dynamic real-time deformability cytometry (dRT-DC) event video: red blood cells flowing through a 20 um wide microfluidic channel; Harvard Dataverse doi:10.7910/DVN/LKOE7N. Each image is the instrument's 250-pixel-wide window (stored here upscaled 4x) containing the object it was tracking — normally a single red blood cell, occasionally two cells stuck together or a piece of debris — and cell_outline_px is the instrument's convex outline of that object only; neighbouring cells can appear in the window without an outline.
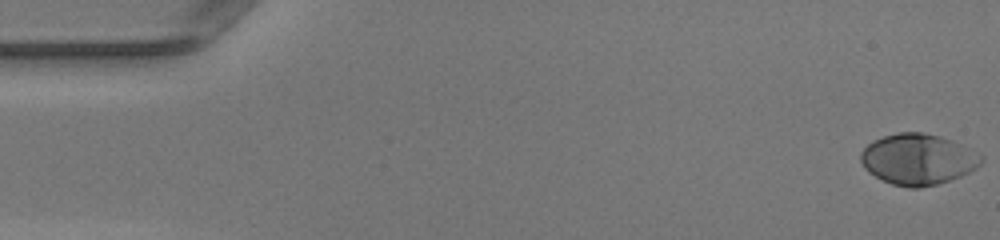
{"species": "human", "species_latin": "Homo sapiens", "temperature_condition": "warm", "stored_images_in_passage": 50, "camera_frame_rate_fps": 3000, "um_per_image_px": 0.085, "donor": {"sex": "female"}, "frame": {"image": 1, "passage_image": 1, "time_ms": 0.0, "image_size_px": [1000, 240], "cell_outline_px": [[984, 160], [976, 168], [960, 176], [936, 184], [920, 188], [908, 188], [892, 184], [868, 172], [864, 168], [860, 160], [860, 152], [872, 140], [884, 136], [900, 132], [924, 132], [940, 136], [952, 140], [984, 156]], "centroid_in_image_um": [78.01, 13.53], "position_along_channel_um": 7.0, "area_um2": 35.72}}
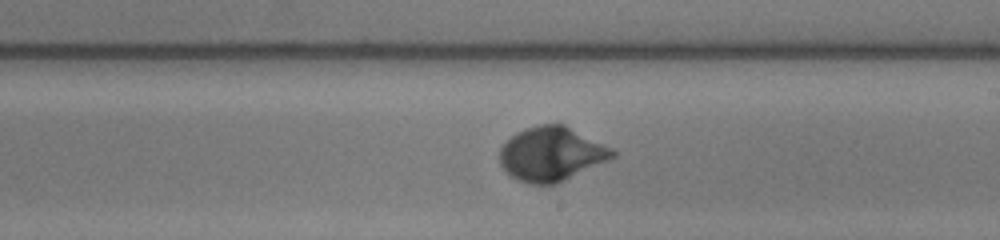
{"frame": {"image": 2, "passage_image": 29, "time_ms": 9.333, "image_size_px": [1000, 240], "cell_outline_px": [[616, 156], [608, 160], [556, 184], [528, 184], [516, 180], [500, 164], [500, 148], [516, 132], [540, 124], [564, 124], [612, 148], [616, 152]], "centroid_in_image_um": [46.87, 13.09], "position_along_channel_um": 242.1, "area_um2": 35.26}}
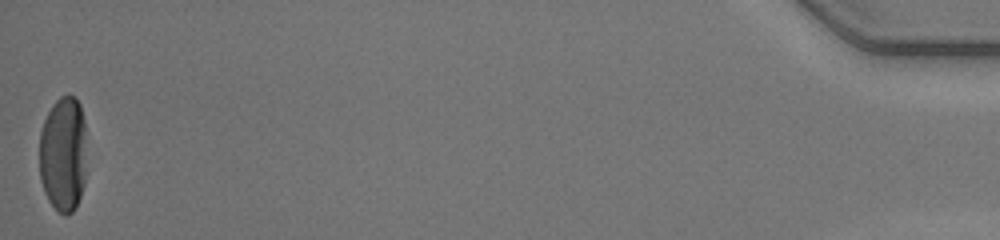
{"frame": {"image": 3, "passage_image": 50, "time_ms": 16.333, "image_size_px": [1000, 240], "cell_outline_px": [[84, 184], [76, 208], [72, 212], [64, 216], [48, 200], [44, 192], [40, 180], [40, 132], [44, 120], [52, 104], [60, 96], [68, 92], [76, 96], [80, 104], [84, 120]], "centroid_in_image_um": [5.36, 13.06], "position_along_channel_um": 429.8, "area_um2": 31.96}, "authors_computed_cell_mechanics": {"area_um2": 33.9286, "velocity_mm_per_s": 4.1547, "shape_relaxation_time_tau1_ms": 2.7582, "shape_relaxation_time_tau2_ms": null, "deformation_change_tau1": 0.1959, "deformation_change_tau2": null}}